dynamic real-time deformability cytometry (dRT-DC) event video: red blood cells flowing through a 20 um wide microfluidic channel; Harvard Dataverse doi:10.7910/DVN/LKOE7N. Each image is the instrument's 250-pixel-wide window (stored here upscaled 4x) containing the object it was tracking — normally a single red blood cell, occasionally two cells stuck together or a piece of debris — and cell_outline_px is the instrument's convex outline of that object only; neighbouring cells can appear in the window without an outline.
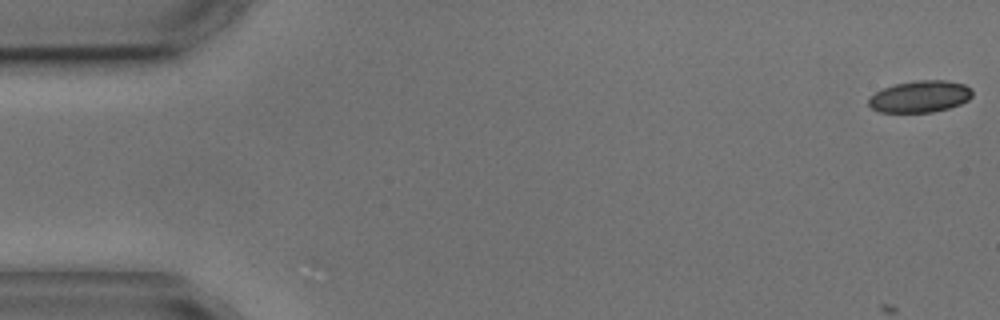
{"species": "common noctule bat (a hibernating species)", "species_latin": "Nyctalus noctula", "temperature_condition": "cold", "stored_images_in_passage": 4, "camera_frame_rate_fps": 3000, "um_per_image_px": 0.085, "animal": {"sex": "male", "body_mass_g": 17.9, "forearm_length_mm": 54.2}, "frame": {"image": 1, "passage_image": 1, "time_ms": 0.0, "image_size_px": [1000, 320], "cell_outline_px": [[972, 96], [968, 100], [960, 104], [948, 108], [932, 112], [880, 112], [872, 108], [868, 104], [868, 100], [876, 92], [884, 88], [896, 84], [916, 80], [944, 80], [964, 84], [972, 88]], "centroid_in_image_um": [78.23, 8.2], "position_along_channel_um": 6.8, "area_um2": 19.07}}